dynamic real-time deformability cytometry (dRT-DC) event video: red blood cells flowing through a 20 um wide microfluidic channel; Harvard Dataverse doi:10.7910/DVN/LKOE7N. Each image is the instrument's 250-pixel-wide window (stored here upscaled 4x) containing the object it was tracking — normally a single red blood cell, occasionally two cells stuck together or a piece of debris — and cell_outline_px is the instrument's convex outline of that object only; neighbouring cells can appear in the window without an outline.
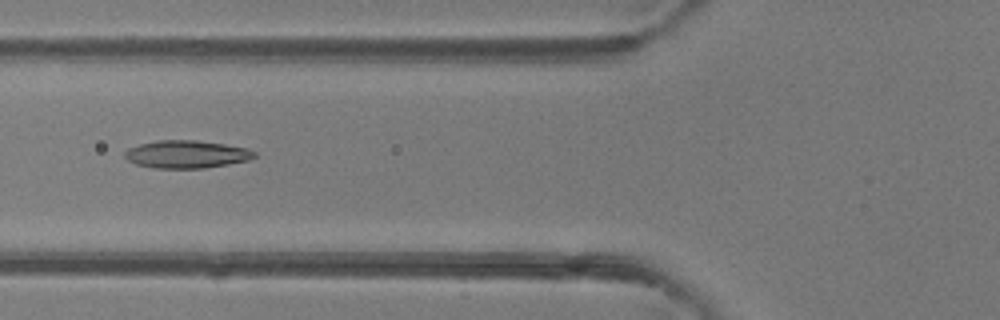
{"species": "common noctule bat (a hibernating species)", "species_latin": "Nyctalus noctula", "temperature_condition": "room temperature", "stored_images_in_passage": 5, "camera_frame_rate_fps": 3000, "um_per_image_px": 0.085, "animal": {"sex": "female"}, "frame": {"image": 1, "passage_image": 4, "time_ms": 1.0, "image_size_px": [1000, 320], "cell_outline_px": [[256, 156], [248, 160], [228, 164], [204, 168], [156, 168], [136, 164], [128, 160], [124, 156], [124, 152], [128, 148], [140, 144], [156, 140], [196, 140], [224, 144], [248, 148], [256, 152]], "centroid_in_image_um": [15.85, 13.11], "position_along_channel_um": 109.9, "area_um2": 20.92}}
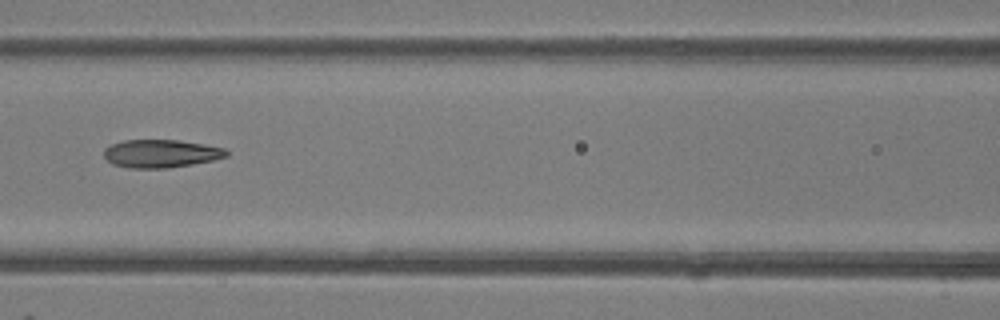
{"frame": {"image": 2, "passage_image": 5, "time_ms": 1.333, "image_size_px": [1000, 320], "cell_outline_px": [[228, 156], [212, 160], [192, 164], [168, 168], [128, 168], [112, 164], [104, 156], [104, 148], [112, 144], [124, 140], [176, 140], [204, 144], [224, 148], [228, 152]], "centroid_in_image_um": [13.66, 13.05], "position_along_channel_um": 152.9, "area_um2": 19.94}}